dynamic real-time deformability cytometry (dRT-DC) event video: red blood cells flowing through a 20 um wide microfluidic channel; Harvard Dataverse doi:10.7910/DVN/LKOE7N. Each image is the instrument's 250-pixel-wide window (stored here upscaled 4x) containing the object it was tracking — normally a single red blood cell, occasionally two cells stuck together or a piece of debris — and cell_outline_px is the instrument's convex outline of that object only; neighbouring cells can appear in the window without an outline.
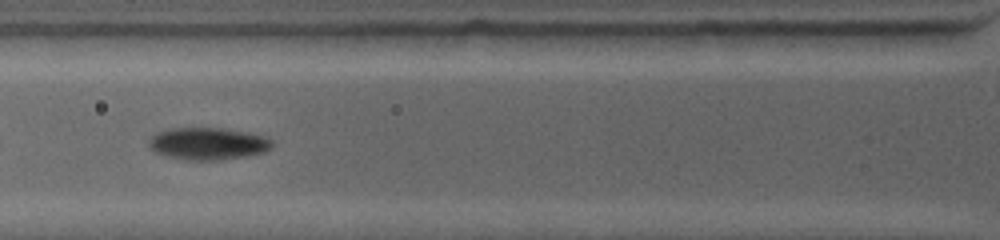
{"species": "common noctule bat (a hibernating species)", "species_latin": "Nyctalus noctula", "temperature_condition": "warm", "stored_images_in_passage": 10, "camera_frame_rate_fps": 4500, "um_per_image_px": 0.085, "animal": {"sex": "female", "body_mass_g": 19.0, "forearm_length_mm": 53.3}, "frame": {"image": 1, "passage_image": 4, "time_ms": 2.444, "image_size_px": [1000, 240], "cell_outline_px": [[272, 148], [264, 152], [244, 156], [220, 160], [188, 160], [168, 156], [156, 152], [148, 144], [148, 140], [156, 132], [172, 128], [220, 128], [248, 132], [264, 136], [272, 140]], "centroid_in_image_um": [17.68, 12.2], "position_along_channel_um": 108.1, "area_um2": 23.0}}
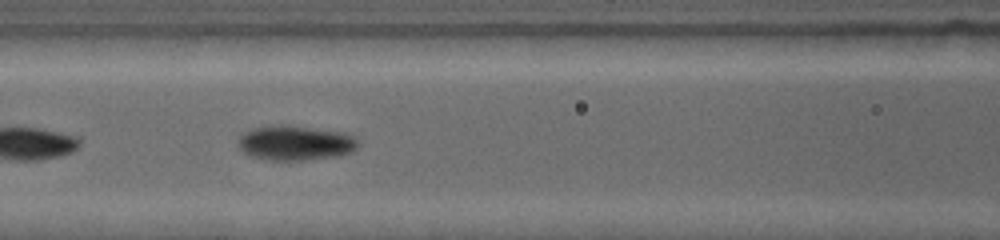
{"frame": {"image": 2, "passage_image": 5, "time_ms": 3.333, "image_size_px": [1000, 240], "cell_outline_px": [[360, 144], [352, 152], [336, 156], [304, 160], [264, 160], [252, 156], [244, 152], [236, 144], [240, 136], [244, 132], [252, 128], [280, 124], [288, 124], [348, 132]], "centroid_in_image_um": [25.11, 12.13], "position_along_channel_um": 141.5, "area_um2": 24.74}}
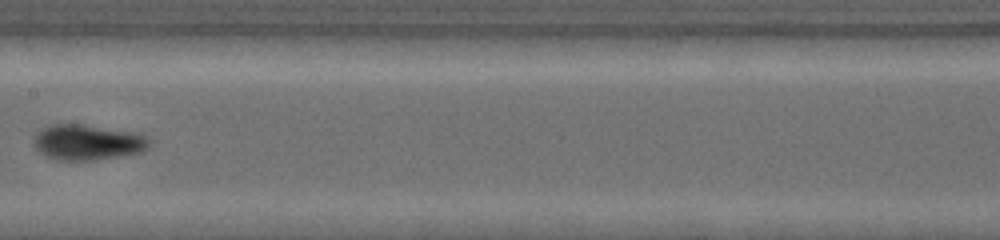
{"frame": {"image": 3, "passage_image": 7, "time_ms": 4.889, "image_size_px": [1000, 240], "cell_outline_px": [[152, 140], [148, 148], [140, 152], [96, 160], [60, 160], [44, 156], [36, 148], [36, 132], [48, 124], [84, 124], [140, 132]], "centroid_in_image_um": [7.5, 12.07], "position_along_channel_um": 199.9, "area_um2": 24.16}}